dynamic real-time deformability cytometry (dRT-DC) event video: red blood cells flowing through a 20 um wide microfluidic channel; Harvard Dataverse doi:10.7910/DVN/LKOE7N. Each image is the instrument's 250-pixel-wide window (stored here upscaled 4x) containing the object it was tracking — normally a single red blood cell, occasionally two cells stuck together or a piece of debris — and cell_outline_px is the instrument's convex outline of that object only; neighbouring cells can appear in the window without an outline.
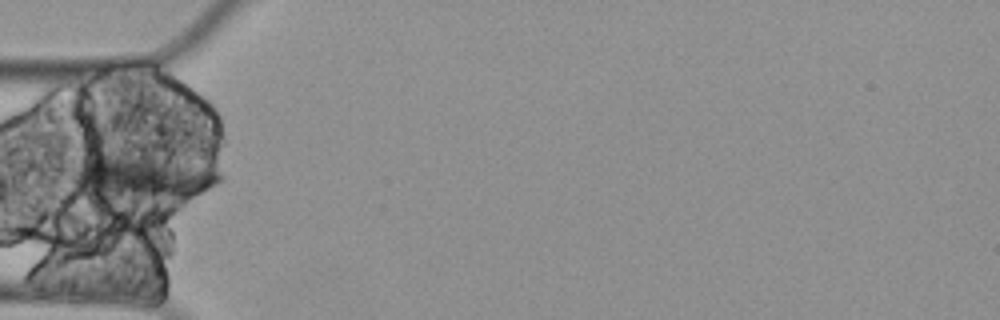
{"species": "Egyptian fruit bat (a non-hibernating species)", "species_latin": "Rousettus aegyptiacus", "temperature_condition": "cold", "stored_images_in_passage": 6, "camera_frame_rate_fps": 3000, "um_per_image_px": 0.085, "animal": {"sex": "female"}, "frame": {"image": 1, "passage_image": 6, "time_ms": 1.667, "image_size_px": [1000, 320], "cell_outline_px": [[224, 180], [184, 200], [172, 200], [96, 196], [68, 180], [56, 172], [56, 168], [80, 156], [100, 152], [104, 152], [204, 168], [216, 172], [224, 176]], "centroid_in_image_um": [11.65, 15.06], "position_along_channel_um": 73.4, "area_um2": 39.13}}